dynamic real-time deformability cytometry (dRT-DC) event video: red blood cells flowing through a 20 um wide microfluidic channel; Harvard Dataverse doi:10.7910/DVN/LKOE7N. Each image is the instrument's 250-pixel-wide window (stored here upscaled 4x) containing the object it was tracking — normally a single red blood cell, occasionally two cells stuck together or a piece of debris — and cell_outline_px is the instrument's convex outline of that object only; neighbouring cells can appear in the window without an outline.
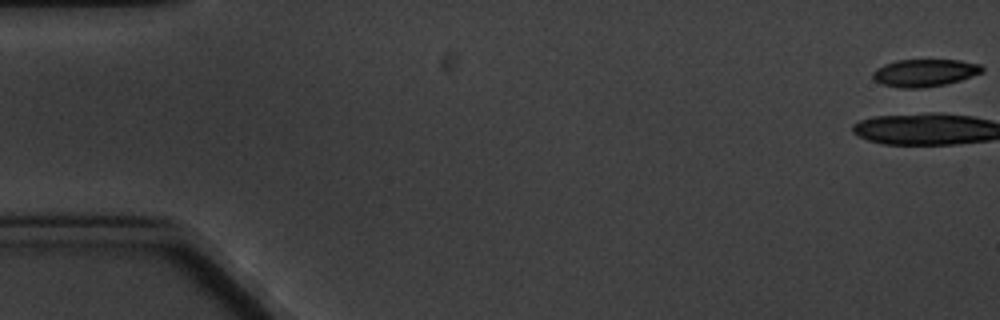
{"species": "common noctule bat (a hibernating species)", "species_latin": "Nyctalus noctula", "temperature_condition": "cold", "stored_images_in_passage": 10, "camera_frame_rate_fps": 3000, "um_per_image_px": 0.085, "animal": {"sex": "male", "body_mass_g": 20.1, "forearm_length_mm": 53.5}, "frame": {"image": 1, "passage_image": 1, "time_ms": 0.0, "image_size_px": [1000, 320], "cell_outline_px": [[984, 72], [960, 80], [944, 84], [920, 88], [904, 88], [880, 84], [872, 76], [872, 72], [876, 68], [884, 64], [896, 60], [960, 60], [980, 64], [984, 68]], "centroid_in_image_um": [78.59, 6.18], "position_along_channel_um": 6.4, "area_um2": 17.46}}
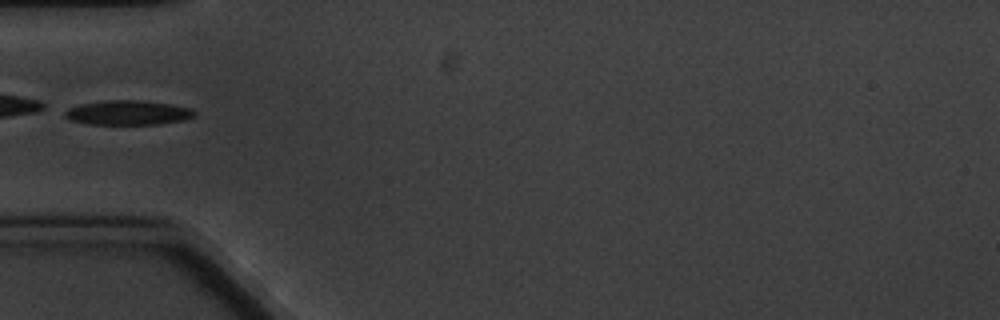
{"frame": {"image": 2, "passage_image": 7, "time_ms": 6.667, "image_size_px": [1000, 320], "cell_outline_px": [[196, 112], [192, 116], [180, 120], [156, 124], [92, 124], [72, 120], [64, 116], [64, 112], [68, 108], [80, 104], [104, 100], [140, 100], [172, 104], [192, 108]], "centroid_in_image_um": [10.85, 9.56], "position_along_channel_um": 74.1, "area_um2": 18.32}}
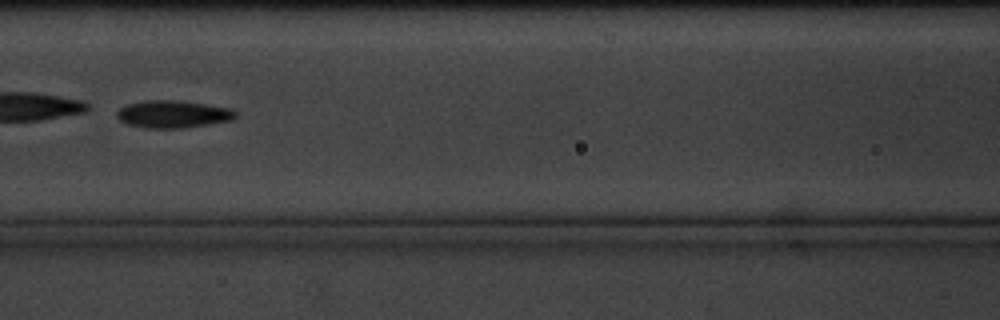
{"frame": {"image": 3, "passage_image": 9, "time_ms": 9.0, "image_size_px": [1000, 320], "cell_outline_px": [[236, 116], [228, 120], [208, 124], [180, 128], [144, 128], [128, 124], [120, 120], [116, 116], [116, 112], [120, 108], [128, 104], [144, 100], [176, 100], [232, 108], [236, 112]], "centroid_in_image_um": [14.66, 9.7], "position_along_channel_um": 151.9, "area_um2": 18.79}}